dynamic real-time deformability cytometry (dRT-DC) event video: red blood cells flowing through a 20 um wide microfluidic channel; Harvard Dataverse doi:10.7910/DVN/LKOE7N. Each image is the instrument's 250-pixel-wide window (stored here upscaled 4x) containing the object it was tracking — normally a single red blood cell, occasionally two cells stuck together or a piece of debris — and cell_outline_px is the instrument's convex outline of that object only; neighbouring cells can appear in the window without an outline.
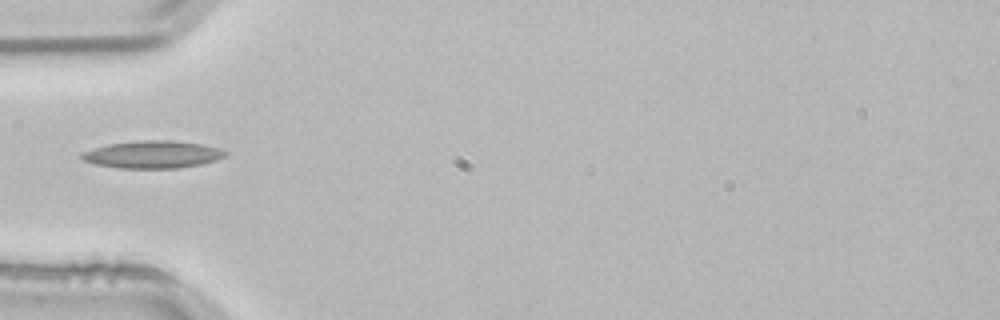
{"species": "common noctule bat (a hibernating species)", "species_latin": "Nyctalus noctula", "temperature_condition": "room temperature", "stored_images_in_passage": 4, "camera_frame_rate_fps": 3000, "um_per_image_px": 0.085, "animal": {"sex": "male", "body_mass_g": 21.5, "forearm_length_mm": 52.0}, "frame": {"image": 1, "passage_image": 4, "time_ms": 1.0, "image_size_px": [1000, 320], "cell_outline_px": [[228, 152], [224, 156], [216, 160], [200, 164], [180, 168], [120, 168], [96, 164], [84, 160], [80, 156], [84, 152], [108, 144], [140, 140], [172, 140], [204, 144], [220, 148]], "centroid_in_image_um": [13.03, 13.12], "position_along_channel_um": 72.0, "area_um2": 22.83}}